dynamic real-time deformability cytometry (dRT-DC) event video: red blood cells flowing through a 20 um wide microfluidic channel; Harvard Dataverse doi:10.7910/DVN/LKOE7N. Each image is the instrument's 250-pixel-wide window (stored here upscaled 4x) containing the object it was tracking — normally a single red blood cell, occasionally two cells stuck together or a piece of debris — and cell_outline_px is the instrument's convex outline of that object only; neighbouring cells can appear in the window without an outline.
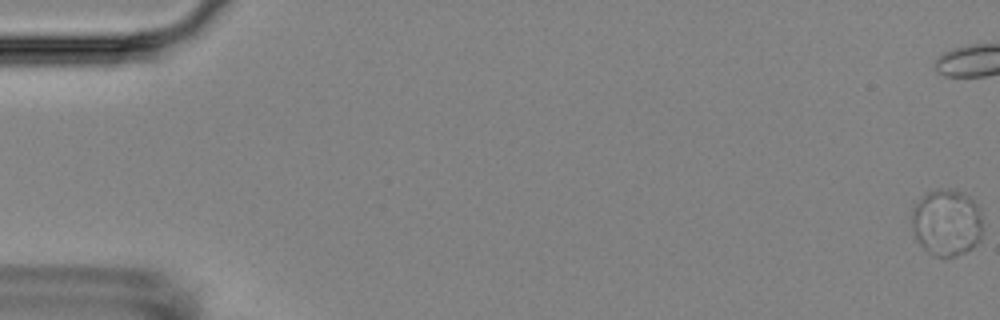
{"species": "Egyptian fruit bat (a non-hibernating species)", "species_latin": "Rousettus aegyptiacus", "temperature_condition": "room temperature", "stored_images_in_passage": 6, "camera_frame_rate_fps": 3000, "um_per_image_px": 0.085, "animal": {"sex": "female"}, "frame": {"image": 1, "passage_image": 1, "time_ms": 0.0, "image_size_px": [1000, 320], "cell_outline_px": [[980, 240], [972, 248], [956, 256], [936, 256], [924, 248], [920, 244], [912, 228], [912, 208], [928, 192], [940, 188], [960, 192], [968, 196], [980, 208]], "centroid_in_image_um": [80.46, 18.92], "position_along_channel_um": 4.5, "area_um2": 27.05}}